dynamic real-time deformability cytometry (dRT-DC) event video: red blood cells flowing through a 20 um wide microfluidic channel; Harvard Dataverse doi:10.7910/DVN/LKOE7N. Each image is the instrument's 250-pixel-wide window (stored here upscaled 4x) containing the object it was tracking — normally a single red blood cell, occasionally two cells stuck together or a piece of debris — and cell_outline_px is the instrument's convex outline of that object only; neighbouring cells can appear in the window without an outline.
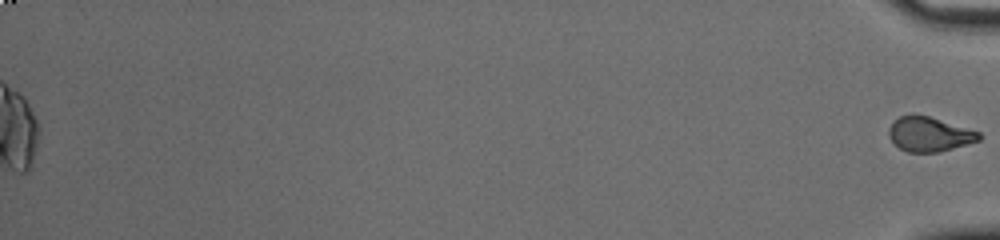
{"species": "common noctule bat (a hibernating species)", "species_latin": "Nyctalus noctula", "temperature_condition": "cold", "stored_images_in_passage": 54, "segment_of_instrument_passage": [2, 2], "camera_frame_rate_fps": 3000, "um_per_image_px": 0.085, "animal": {"sex": "male", "body_mass_g": 20.0, "forearm_length_mm": 53.3}, "frame": {"image": 1, "passage_image": 54, "time_ms": 17.667, "image_size_px": [1000, 240], "cell_outline_px": [[984, 136], [980, 140], [940, 152], [908, 152], [900, 148], [888, 136], [888, 128], [900, 116], [928, 116], [980, 132]], "centroid_in_image_um": [79.03, 11.43], "position_along_channel_um": 356.2, "area_um2": 17.8}}